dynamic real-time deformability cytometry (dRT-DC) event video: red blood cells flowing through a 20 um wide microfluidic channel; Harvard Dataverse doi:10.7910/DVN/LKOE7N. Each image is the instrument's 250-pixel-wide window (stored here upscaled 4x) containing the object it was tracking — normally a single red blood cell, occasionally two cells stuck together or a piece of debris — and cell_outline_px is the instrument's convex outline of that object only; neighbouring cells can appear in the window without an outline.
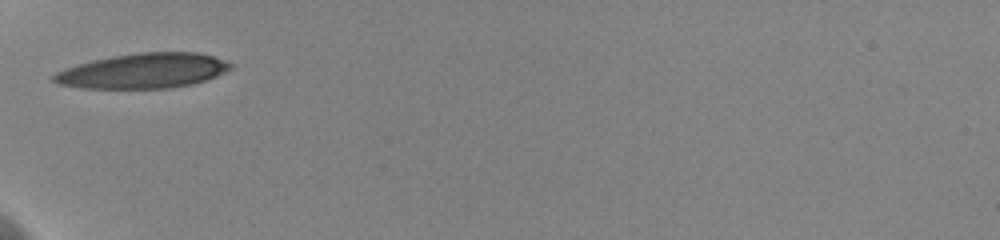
{"species": "human", "species_latin": "Homo sapiens", "temperature_condition": "cold", "stored_images_in_passage": 6, "camera_frame_rate_fps": 3000, "um_per_image_px": 0.085, "donor": {"sex": "female"}, "frame": {"image": 1, "passage_image": 1, "time_ms": 0.0, "image_size_px": [1000, 240], "cell_outline_px": [[232, 68], [208, 80], [192, 84], [168, 88], [84, 88], [60, 84], [52, 80], [52, 76], [56, 72], [64, 68], [92, 60], [112, 56], [140, 52], [196, 52], [212, 56], [224, 60], [232, 64]], "centroid_in_image_um": [12.18, 6.02], "position_along_channel_um": 72.8, "area_um2": 35.95}}